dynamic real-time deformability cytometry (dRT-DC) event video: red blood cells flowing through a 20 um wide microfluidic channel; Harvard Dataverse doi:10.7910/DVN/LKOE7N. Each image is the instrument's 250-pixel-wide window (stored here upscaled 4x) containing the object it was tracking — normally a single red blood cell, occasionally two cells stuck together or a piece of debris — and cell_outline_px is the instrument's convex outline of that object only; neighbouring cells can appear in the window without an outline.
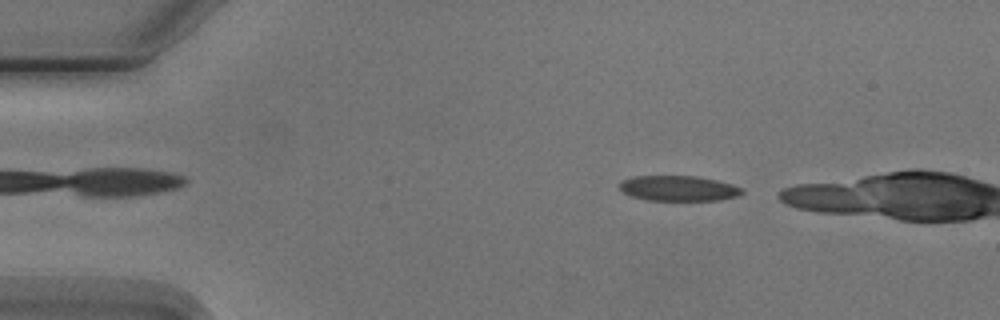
{"species": "Egyptian fruit bat (a non-hibernating species)", "species_latin": "Rousettus aegyptiacus", "temperature_condition": "cold", "stored_images_in_passage": 2, "camera_frame_rate_fps": 3000, "um_per_image_px": 0.085, "animal": {"sex": "male"}, "frame": {"image": 1, "passage_image": 2, "time_ms": 1.333, "image_size_px": [1000, 320], "cell_outline_px": [[744, 192], [736, 196], [720, 200], [648, 200], [632, 196], [624, 192], [620, 188], [620, 180], [632, 176], [696, 176], [716, 180], [732, 184], [744, 188]], "centroid_in_image_um": [57.68, 16.0], "position_along_channel_um": 27.3, "area_um2": 18.03}}